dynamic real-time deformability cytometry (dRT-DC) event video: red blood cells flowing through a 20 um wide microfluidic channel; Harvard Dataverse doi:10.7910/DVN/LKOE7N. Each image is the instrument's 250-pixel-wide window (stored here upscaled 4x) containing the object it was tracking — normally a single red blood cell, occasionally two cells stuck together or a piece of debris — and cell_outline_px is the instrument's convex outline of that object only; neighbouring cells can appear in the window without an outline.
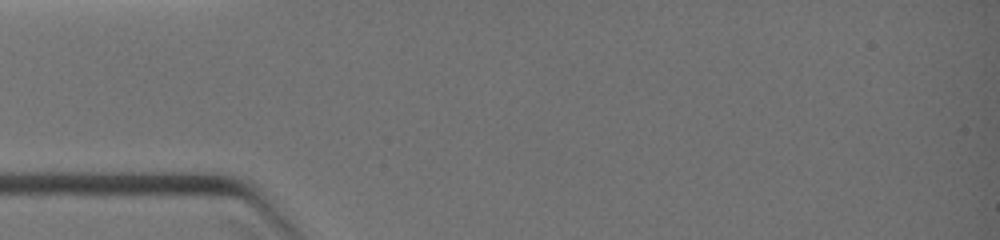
{"species": "common noctule bat (a hibernating species)", "species_latin": "Nyctalus noctula", "temperature_condition": "warm", "stored_images_in_passage": 1, "camera_frame_rate_fps": 3000, "um_per_image_px": 0.085, "animal": {"sex": "female", "body_mass_g": 19.0, "forearm_length_mm": 51.5}, "frame": {"image": 1, "passage_image": 1, "time_ms": 0.0, "image_size_px": [1000, 240], "cell_outline_px": [[824, 208], [808, 216], [780, 224], [756, 220], [748, 208], [752, 200], [768, 196], [772, 196], [820, 204]], "centroid_in_image_um": [66.43, 17.8], "position_along_channel_um": 18.6, "area_um2": 10.12}}